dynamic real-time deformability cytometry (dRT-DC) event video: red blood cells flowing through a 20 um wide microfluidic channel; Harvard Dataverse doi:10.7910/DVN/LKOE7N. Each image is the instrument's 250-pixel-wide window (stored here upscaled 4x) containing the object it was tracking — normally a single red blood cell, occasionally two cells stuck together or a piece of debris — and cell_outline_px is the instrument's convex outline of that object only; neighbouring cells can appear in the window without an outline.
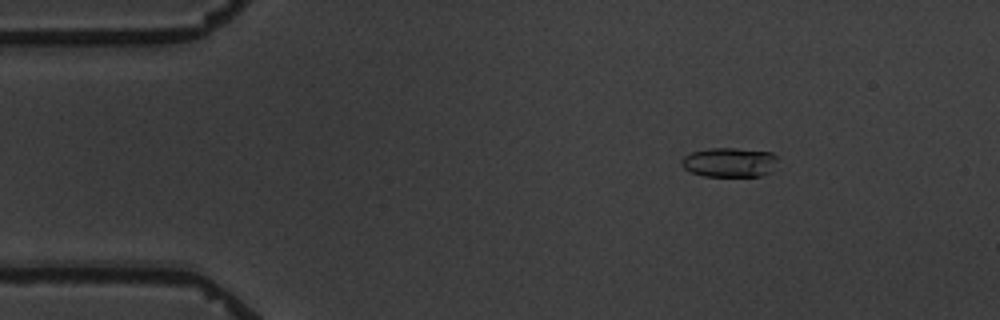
{"species": "common noctule bat (a hibernating species)", "species_latin": "Nyctalus noctula", "temperature_condition": "warm", "stored_images_in_passage": 4, "camera_frame_rate_fps": 3000, "um_per_image_px": 0.085, "animal": {"sex": "male", "body_mass_g": 19.5, "forearm_length_mm": 54.6}, "frame": {"image": 1, "passage_image": 2, "time_ms": 2.0, "image_size_px": [1000, 320], "cell_outline_px": [[776, 156], [768, 172], [760, 176], [704, 176], [692, 172], [684, 168], [680, 164], [680, 160], [684, 156], [692, 152], [708, 148], [736, 148], [772, 152]], "centroid_in_image_um": [61.92, 13.78], "position_along_channel_um": 23.1, "area_um2": 16.24}}